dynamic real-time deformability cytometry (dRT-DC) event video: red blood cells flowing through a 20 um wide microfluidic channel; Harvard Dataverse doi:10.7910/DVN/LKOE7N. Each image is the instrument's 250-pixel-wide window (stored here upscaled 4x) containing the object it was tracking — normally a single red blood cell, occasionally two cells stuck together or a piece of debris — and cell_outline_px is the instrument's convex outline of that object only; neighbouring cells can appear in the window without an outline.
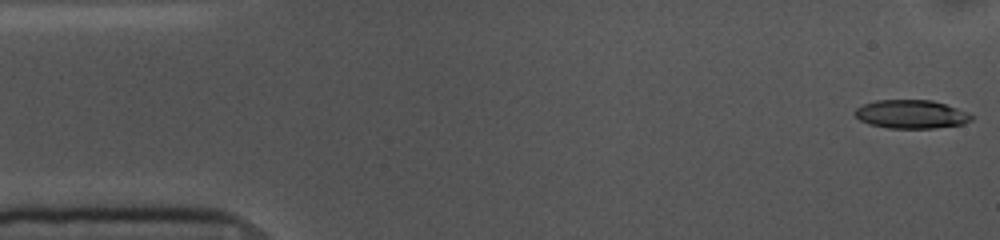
{"species": "common noctule bat (a hibernating species)", "species_latin": "Nyctalus noctula", "temperature_condition": "cold", "stored_images_in_passage": 54, "camera_frame_rate_fps": 3000, "um_per_image_px": 0.085, "animal": {"sex": "female", "body_mass_g": 10.0, "forearm_length_mm": 53.1}, "frame": {"image": 1, "passage_image": 1, "time_ms": 0.0, "image_size_px": [1000, 240], "cell_outline_px": [[972, 120], [964, 124], [936, 128], [888, 128], [868, 124], [860, 120], [852, 112], [856, 108], [864, 104], [876, 100], [932, 100], [968, 112], [972, 116]], "centroid_in_image_um": [77.43, 9.71], "position_along_channel_um": 7.6, "area_um2": 19.42}}
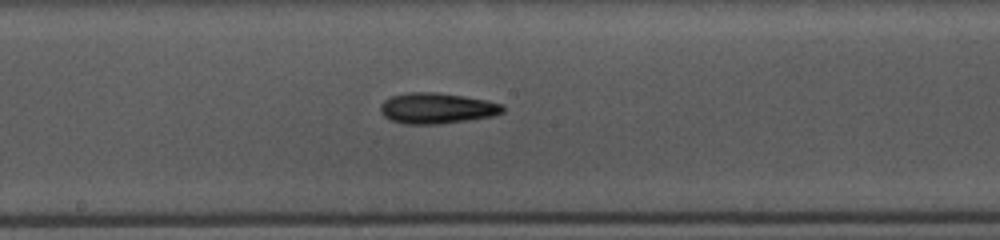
{"frame": {"image": 2, "passage_image": 27, "time_ms": 8.667, "image_size_px": [1000, 240], "cell_outline_px": [[504, 112], [492, 116], [468, 120], [436, 124], [404, 124], [392, 120], [384, 116], [380, 112], [380, 104], [384, 100], [392, 96], [408, 92], [436, 92], [464, 96], [488, 100], [504, 104]], "centroid_in_image_um": [37.14, 9.19], "position_along_channel_um": 211.1, "area_um2": 22.02}}
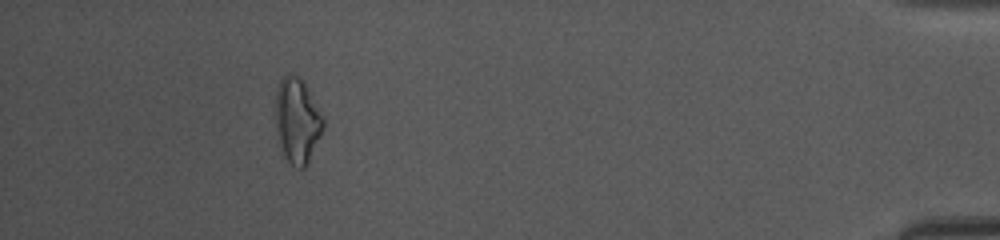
{"frame": {"image": 3, "passage_image": 49, "time_ms": 16.0, "image_size_px": [1000, 240], "cell_outline_px": [[324, 128], [304, 168], [300, 168], [292, 164], [284, 156], [276, 140], [276, 88], [280, 80], [288, 72], [296, 76], [304, 84], [324, 116]], "centroid_in_image_um": [25.24, 10.25], "position_along_channel_um": 410.0, "area_um2": 23.47}, "authors_computed_cell_mechanics": {"area_um2": 20.5768, "velocity_mm_per_s": 3.6092, "shape_relaxation_time_tau1_ms": 6.4638, "shape_relaxation_time_tau2_ms": 4.3062, "deformation_change_tau1": 0.1686, "deformation_change_tau2": 0.1459}}